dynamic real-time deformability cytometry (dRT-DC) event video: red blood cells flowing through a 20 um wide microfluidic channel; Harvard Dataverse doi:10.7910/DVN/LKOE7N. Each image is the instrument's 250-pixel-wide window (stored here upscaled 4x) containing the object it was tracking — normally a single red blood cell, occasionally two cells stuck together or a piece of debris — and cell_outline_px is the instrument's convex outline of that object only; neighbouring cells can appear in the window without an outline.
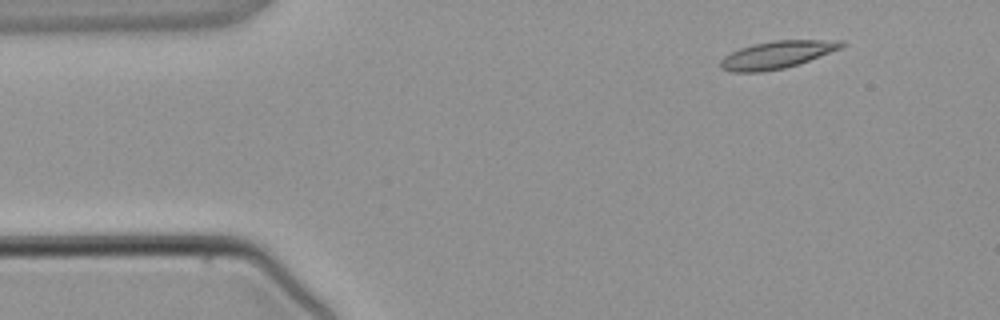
{"species": "common noctule bat (a hibernating species)", "species_latin": "Nyctalus noctula", "temperature_condition": "warm", "stored_images_in_passage": 3, "camera_frame_rate_fps": 3000, "um_per_image_px": 0.085, "animal": {"sex": "male", "body_mass_g": 21.5, "forearm_length_mm": 52.0}, "frame": {"image": 1, "passage_image": 1, "time_ms": 0.0, "image_size_px": [1000, 320], "cell_outline_px": [[848, 44], [840, 48], [808, 60], [784, 68], [760, 72], [732, 72], [720, 68], [720, 60], [724, 56], [740, 48], [752, 44], [776, 40], [844, 40]], "centroid_in_image_um": [66.02, 4.64], "position_along_channel_um": 19.0, "area_um2": 19.19}}
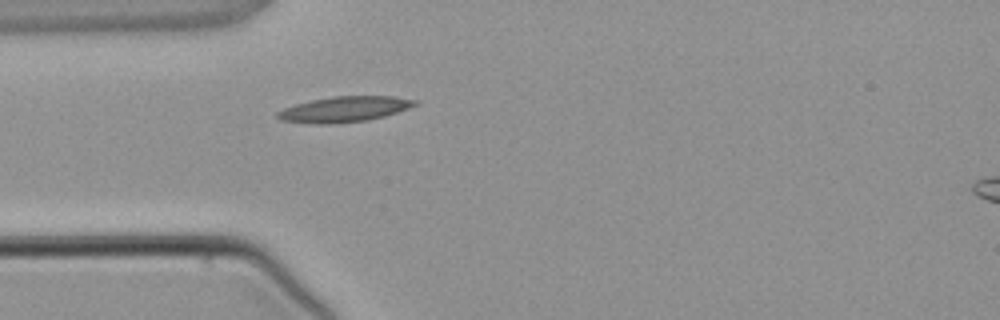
{"frame": {"image": 2, "passage_image": 3, "time_ms": 2.333, "image_size_px": [1000, 320], "cell_outline_px": [[420, 104], [384, 116], [368, 120], [332, 124], [316, 124], [280, 120], [276, 116], [276, 112], [284, 108], [296, 104], [312, 100], [332, 96], [392, 96], [420, 100]], "centroid_in_image_um": [29.29, 9.28], "position_along_channel_um": 55.7, "area_um2": 20.52}}